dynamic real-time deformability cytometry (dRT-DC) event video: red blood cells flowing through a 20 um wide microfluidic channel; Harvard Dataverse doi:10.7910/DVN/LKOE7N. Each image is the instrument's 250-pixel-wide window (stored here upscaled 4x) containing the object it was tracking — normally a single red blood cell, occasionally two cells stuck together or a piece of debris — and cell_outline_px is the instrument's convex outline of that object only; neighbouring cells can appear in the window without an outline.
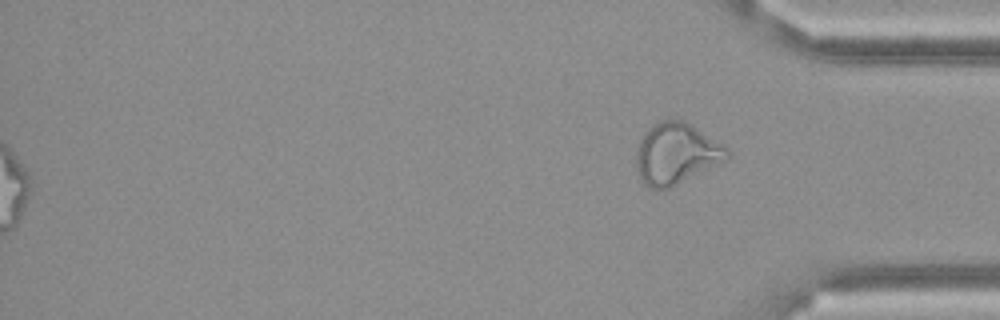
{"species": "Egyptian fruit bat (a non-hibernating species)", "species_latin": "Rousettus aegyptiacus", "temperature_condition": "cold", "stored_images_in_passage": 51, "camera_frame_rate_fps": 3000, "um_per_image_px": 0.085, "frame": {"image": 1, "passage_image": 51, "time_ms": 16.667, "image_size_px": [1000, 320], "cell_outline_px": [[728, 156], [724, 160], [668, 188], [652, 188], [644, 184], [636, 168], [636, 152], [640, 140], [644, 132], [648, 128], [660, 120], [680, 120], [696, 128], [724, 144], [728, 152]], "centroid_in_image_um": [57.43, 13.04], "position_along_channel_um": 377.8, "area_um2": 31.5}, "authors_computed_cell_mechanics": {"area_um2": 27.166, "velocity_mm_per_s": 3.5175, "shape_relaxation_time_tau1_ms": null, "shape_relaxation_time_tau2_ms": 2.371, "deformation_change_tau1": null, "deformation_change_tau2": 0.1131}}